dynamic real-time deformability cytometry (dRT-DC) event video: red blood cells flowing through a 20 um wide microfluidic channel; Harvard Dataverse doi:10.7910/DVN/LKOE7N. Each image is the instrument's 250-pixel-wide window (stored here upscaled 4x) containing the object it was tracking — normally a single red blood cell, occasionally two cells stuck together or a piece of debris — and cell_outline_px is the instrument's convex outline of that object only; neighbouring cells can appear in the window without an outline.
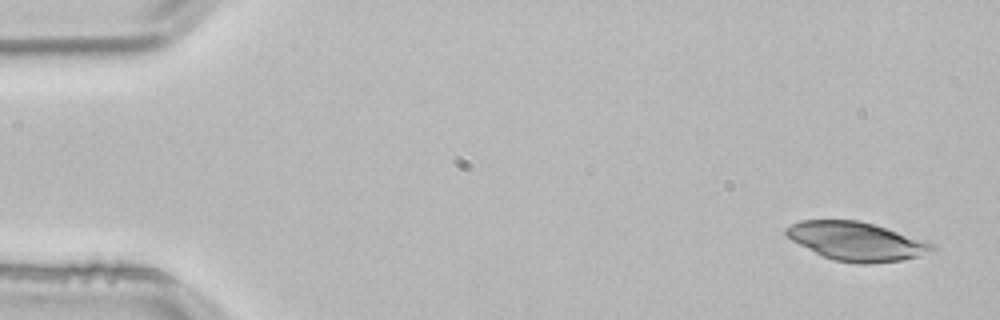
{"species": "common noctule bat (a hibernating species)", "species_latin": "Nyctalus noctula", "temperature_condition": "room temperature", "stored_images_in_passage": 4, "camera_frame_rate_fps": 3000, "um_per_image_px": 0.085, "animal": {"sex": "male", "body_mass_g": 21.5, "forearm_length_mm": 52.0}, "frame": {"image": 1, "passage_image": 1, "time_ms": 0.0, "image_size_px": [1000, 320], "cell_outline_px": [[940, 248], [920, 256], [900, 260], [868, 264], [860, 264], [836, 260], [820, 256], [784, 236], [784, 228], [800, 220], [856, 220], [872, 224], [924, 240], [936, 244]], "centroid_in_image_um": [72.78, 20.52], "position_along_channel_um": 12.2, "area_um2": 32.95}}